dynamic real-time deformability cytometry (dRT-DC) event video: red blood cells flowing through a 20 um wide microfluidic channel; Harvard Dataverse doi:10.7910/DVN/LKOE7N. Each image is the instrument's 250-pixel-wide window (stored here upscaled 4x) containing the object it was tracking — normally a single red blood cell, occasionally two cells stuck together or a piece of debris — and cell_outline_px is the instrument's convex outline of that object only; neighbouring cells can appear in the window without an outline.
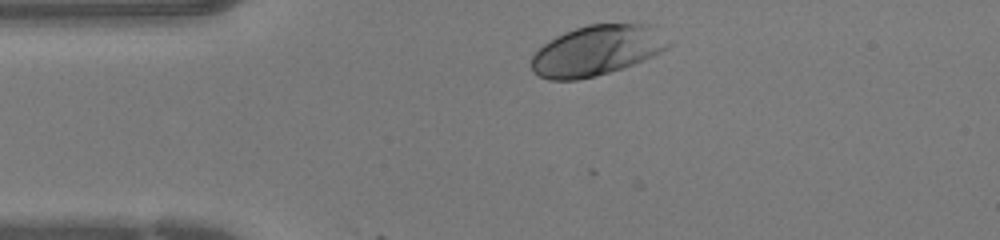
{"species": "human", "species_latin": "Homo sapiens", "temperature_condition": "warm", "stored_images_in_passage": 6, "camera_frame_rate_fps": 3000, "um_per_image_px": 0.085, "donor": {"sex": "female"}, "frame": {"image": 1, "passage_image": 1, "time_ms": 0.0, "image_size_px": [1000, 240], "cell_outline_px": [[676, 40], [668, 48], [652, 56], [632, 64], [596, 76], [576, 80], [548, 80], [536, 76], [532, 72], [532, 56], [544, 44], [556, 36], [564, 32], [588, 24], [652, 24]], "centroid_in_image_um": [50.8, 4.27], "position_along_channel_um": 34.2, "area_um2": 40.52}}